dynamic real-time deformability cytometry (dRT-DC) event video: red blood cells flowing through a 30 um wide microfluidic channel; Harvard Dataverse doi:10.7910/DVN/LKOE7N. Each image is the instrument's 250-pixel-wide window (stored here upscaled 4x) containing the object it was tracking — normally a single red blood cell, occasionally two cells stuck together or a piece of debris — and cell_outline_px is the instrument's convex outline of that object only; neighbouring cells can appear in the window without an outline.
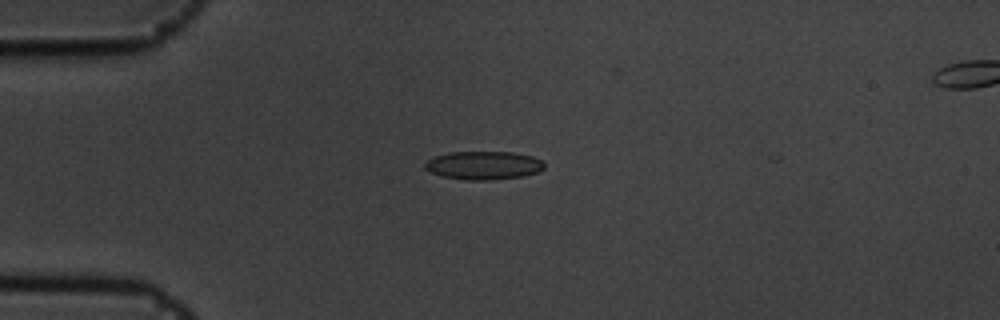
{"species": "common noctule bat (a hibernating species)", "species_latin": "Nyctalus noctula", "temperature_condition": "cold", "stored_images_in_passage": 2, "camera_frame_rate_fps": 3000, "um_per_image_px": 0.085, "animal": {"sex": "male", "body_mass_g": 19.5, "forearm_length_mm": 54.6}, "frame": {"image": 1, "passage_image": 1, "time_ms": 0.0, "image_size_px": [1000, 320], "cell_outline_px": [[544, 168], [536, 172], [524, 176], [492, 180], [464, 180], [440, 176], [424, 168], [424, 164], [432, 156], [448, 152], [512, 152], [532, 156], [540, 160], [544, 164]], "centroid_in_image_um": [41.06, 14.06], "position_along_channel_um": 43.9, "area_um2": 19.83}}